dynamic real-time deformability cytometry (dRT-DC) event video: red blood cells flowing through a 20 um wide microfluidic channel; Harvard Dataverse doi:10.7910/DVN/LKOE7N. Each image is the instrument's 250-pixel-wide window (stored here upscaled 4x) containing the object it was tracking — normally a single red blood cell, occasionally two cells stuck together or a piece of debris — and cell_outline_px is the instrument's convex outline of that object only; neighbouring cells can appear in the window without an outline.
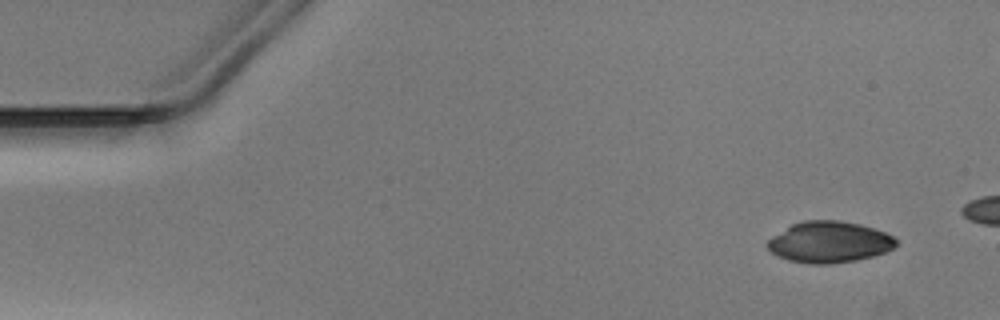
{"species": "Egyptian fruit bat (a non-hibernating species)", "species_latin": "Rousettus aegyptiacus", "temperature_condition": "warm", "stored_images_in_passage": 43, "camera_frame_rate_fps": 3000, "um_per_image_px": 0.085, "animal": {"sex": "male"}, "frame": {"image": 1, "passage_image": 1, "time_ms": 0.0, "image_size_px": [1000, 320], "cell_outline_px": [[896, 244], [892, 248], [884, 252], [872, 256], [856, 260], [828, 264], [812, 264], [788, 260], [772, 252], [764, 244], [772, 236], [792, 224], [804, 220], [840, 220], [860, 224], [884, 232], [892, 236], [896, 240]], "centroid_in_image_um": [70.45, 20.57], "position_along_channel_um": 14.5, "area_um2": 30.69}}
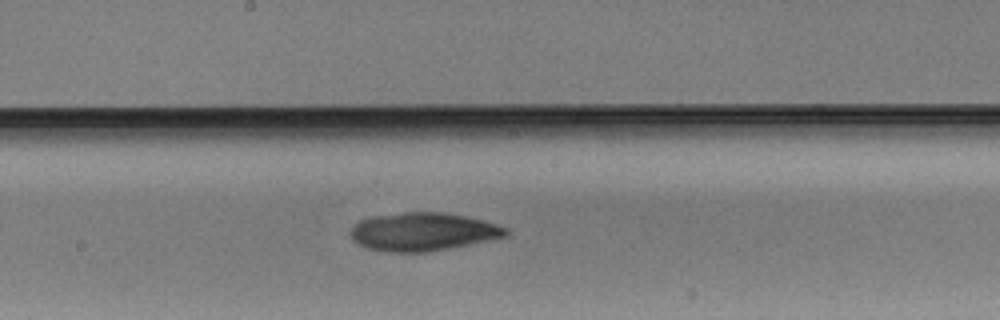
{"frame": {"image": 2, "passage_image": 24, "time_ms": 7.667, "image_size_px": [1000, 320], "cell_outline_px": [[508, 236], [448, 248], [424, 252], [384, 252], [368, 248], [356, 244], [352, 240], [352, 228], [360, 220], [372, 216], [404, 212], [444, 212], [484, 220], [508, 228]], "centroid_in_image_um": [35.94, 19.69], "position_along_channel_um": 212.3, "area_um2": 34.45}}
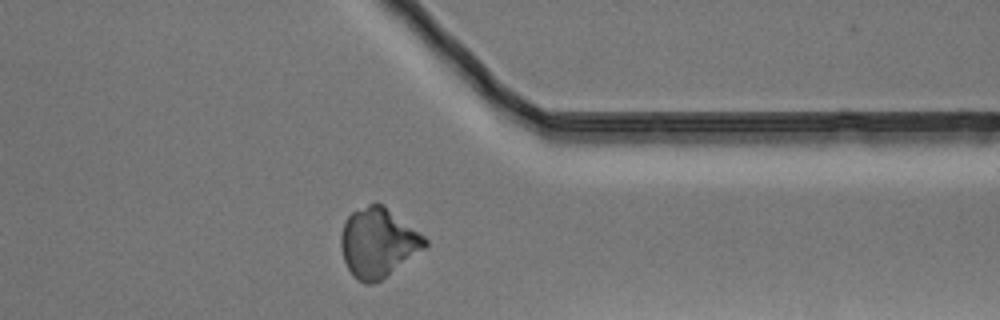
{"frame": {"image": 3, "passage_image": 37, "time_ms": 12.0, "image_size_px": [1000, 320], "cell_outline_px": [[428, 244], [424, 248], [380, 280], [372, 284], [364, 284], [352, 276], [344, 260], [340, 244], [340, 236], [344, 220], [352, 212], [376, 200], [384, 204], [424, 236], [428, 240]], "centroid_in_image_um": [32.1, 20.59], "position_along_channel_um": 379.3, "area_um2": 33.87}}